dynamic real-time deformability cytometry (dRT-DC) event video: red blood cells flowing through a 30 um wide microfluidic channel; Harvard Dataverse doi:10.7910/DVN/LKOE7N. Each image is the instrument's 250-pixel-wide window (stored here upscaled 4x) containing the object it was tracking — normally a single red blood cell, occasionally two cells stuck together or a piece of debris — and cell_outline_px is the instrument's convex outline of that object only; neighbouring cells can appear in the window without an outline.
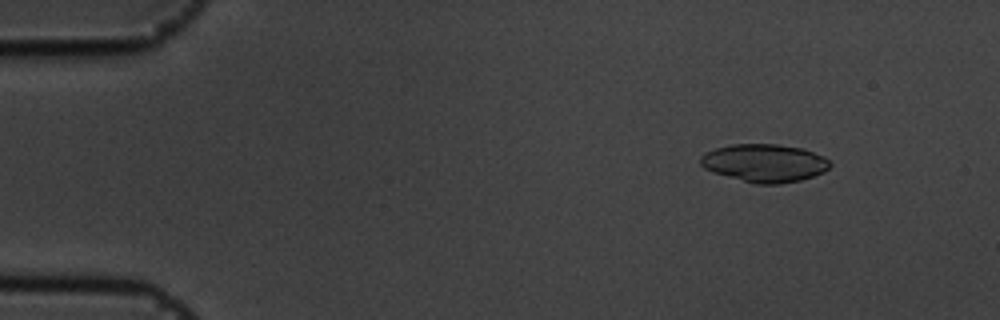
{"species": "common noctule bat (a hibernating species)", "species_latin": "Nyctalus noctula", "temperature_condition": "cold", "stored_images_in_passage": 56, "camera_frame_rate_fps": 3000, "um_per_image_px": 0.085, "animal": {"sex": "male", "body_mass_g": 19.5, "forearm_length_mm": 54.6}, "frame": {"image": 1, "passage_image": 7, "time_ms": 2.0, "image_size_px": [1000, 320], "cell_outline_px": [[832, 164], [824, 172], [800, 180], [780, 184], [756, 184], [712, 172], [704, 168], [700, 164], [700, 156], [704, 152], [716, 148], [732, 144], [776, 144], [804, 148], [824, 156]], "centroid_in_image_um": [64.98, 13.85], "position_along_channel_um": 20.0, "area_um2": 28.78}}
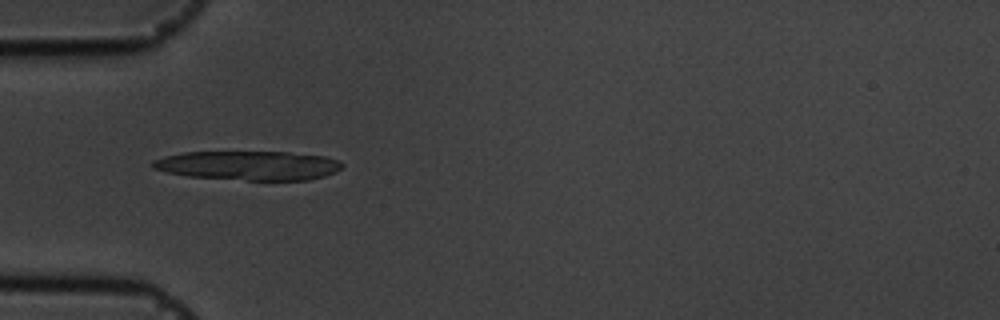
{"frame": {"image": 2, "passage_image": 18, "time_ms": 5.667, "image_size_px": [1000, 320], "cell_outline_px": [[344, 164], [336, 172], [324, 176], [308, 180], [248, 180], [188, 176], [168, 172], [152, 168], [148, 164], [152, 160], [164, 156], [184, 152], [288, 152], [324, 156], [340, 160]], "centroid_in_image_um": [21.12, 14.06], "position_along_channel_um": 63.9, "area_um2": 32.31}}
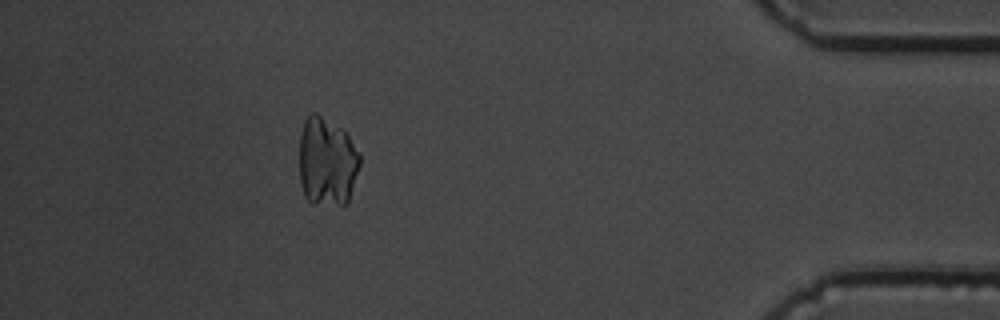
{"frame": {"image": 3, "passage_image": 51, "time_ms": 16.667, "image_size_px": [1000, 320], "cell_outline_px": [[360, 164], [348, 204], [312, 204], [304, 196], [300, 184], [300, 132], [304, 120], [312, 112], [316, 112], [344, 128], [360, 152]], "centroid_in_image_um": [27.8, 13.72], "position_along_channel_um": 407.4, "area_um2": 32.02}}